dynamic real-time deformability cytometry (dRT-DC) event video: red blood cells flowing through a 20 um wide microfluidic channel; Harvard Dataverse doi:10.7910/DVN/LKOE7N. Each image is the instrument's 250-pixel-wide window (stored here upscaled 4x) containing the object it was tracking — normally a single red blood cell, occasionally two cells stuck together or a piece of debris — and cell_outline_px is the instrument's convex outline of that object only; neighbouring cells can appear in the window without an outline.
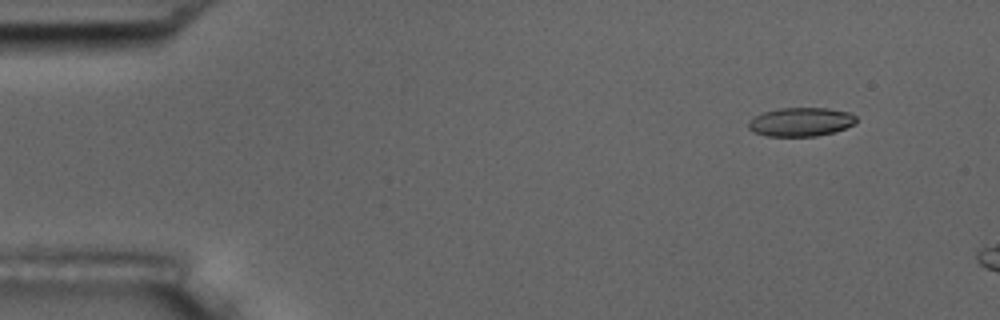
{"species": "common noctule bat (a hibernating species)", "species_latin": "Nyctalus noctula", "temperature_condition": "room temperature", "stored_images_in_passage": 3, "camera_frame_rate_fps": 3000, "um_per_image_px": 0.085, "animal": {"sex": "male", "body_mass_g": 17.5, "forearm_length_mm": 52.3}, "frame": {"image": 1, "passage_image": 1, "time_ms": 0.0, "image_size_px": [1000, 320], "cell_outline_px": [[856, 124], [836, 132], [816, 136], [768, 136], [752, 132], [748, 128], [748, 120], [764, 112], [780, 108], [828, 108], [848, 112], [856, 116]], "centroid_in_image_um": [68.08, 10.37], "position_along_channel_um": 16.9, "area_um2": 18.21}}